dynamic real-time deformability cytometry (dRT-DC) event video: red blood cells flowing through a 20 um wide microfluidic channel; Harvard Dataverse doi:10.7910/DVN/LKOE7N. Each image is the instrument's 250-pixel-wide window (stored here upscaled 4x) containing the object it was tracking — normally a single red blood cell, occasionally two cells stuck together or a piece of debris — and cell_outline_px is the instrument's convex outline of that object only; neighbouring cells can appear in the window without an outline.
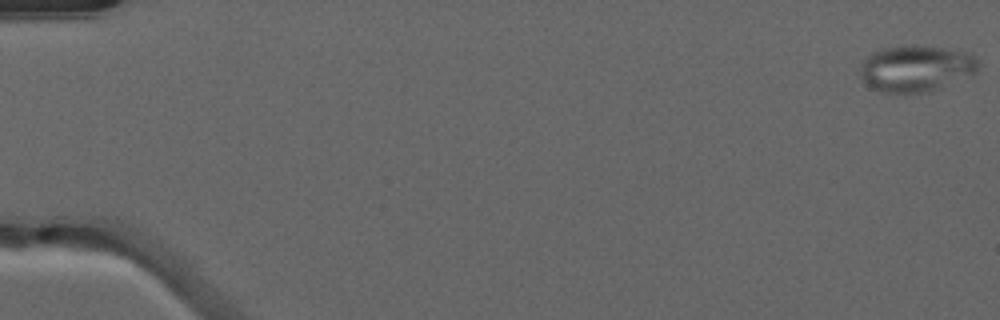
{"species": "common noctule bat (a hibernating species)", "species_latin": "Nyctalus noctula", "temperature_condition": "warm", "stored_images_in_passage": 11, "camera_frame_rate_fps": 3000, "um_per_image_px": 0.085, "animal": {"sex": "male", "forearm_length_mm": 52.5}, "frame": {"image": 1, "passage_image": 1, "time_ms": 0.0, "image_size_px": [1000, 320], "cell_outline_px": [[980, 64], [976, 72], [972, 76], [940, 88], [928, 92], [884, 92], [868, 84], [860, 76], [860, 68], [864, 60], [872, 52], [880, 48], [940, 48], [968, 52]], "centroid_in_image_um": [77.9, 5.85], "position_along_channel_um": 7.1, "area_um2": 30.98}}